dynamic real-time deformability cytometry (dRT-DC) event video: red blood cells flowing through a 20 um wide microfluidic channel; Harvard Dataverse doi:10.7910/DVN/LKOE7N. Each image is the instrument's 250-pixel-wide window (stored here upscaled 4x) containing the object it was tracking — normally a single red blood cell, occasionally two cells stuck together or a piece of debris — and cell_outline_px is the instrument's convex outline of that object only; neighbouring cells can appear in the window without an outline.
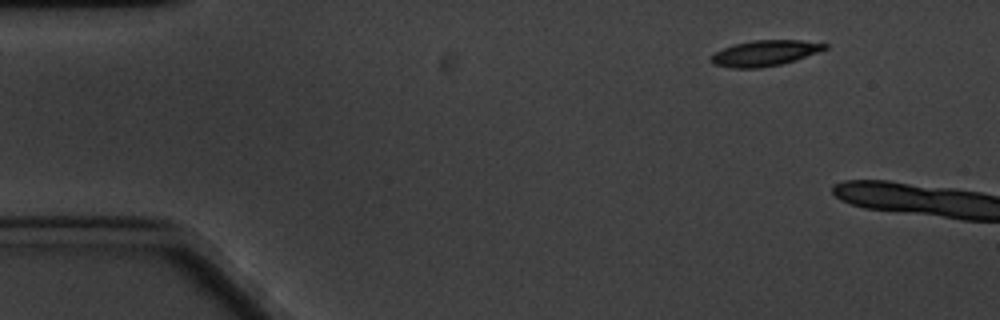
{"species": "common noctule bat (a hibernating species)", "species_latin": "Nyctalus noctula", "temperature_condition": "cold", "stored_images_in_passage": 7, "camera_frame_rate_fps": 3000, "um_per_image_px": 0.085, "animal": {"sex": "male", "body_mass_g": 20.1, "forearm_length_mm": 53.5}, "frame": {"image": 1, "passage_image": 1, "time_ms": 0.0, "image_size_px": [1000, 320], "cell_outline_px": [[828, 48], [780, 64], [760, 68], [732, 68], [712, 64], [708, 60], [716, 52], [724, 48], [736, 44], [752, 40], [800, 40], [828, 44]], "centroid_in_image_um": [64.96, 4.52], "position_along_channel_um": 20.0, "area_um2": 16.7}}